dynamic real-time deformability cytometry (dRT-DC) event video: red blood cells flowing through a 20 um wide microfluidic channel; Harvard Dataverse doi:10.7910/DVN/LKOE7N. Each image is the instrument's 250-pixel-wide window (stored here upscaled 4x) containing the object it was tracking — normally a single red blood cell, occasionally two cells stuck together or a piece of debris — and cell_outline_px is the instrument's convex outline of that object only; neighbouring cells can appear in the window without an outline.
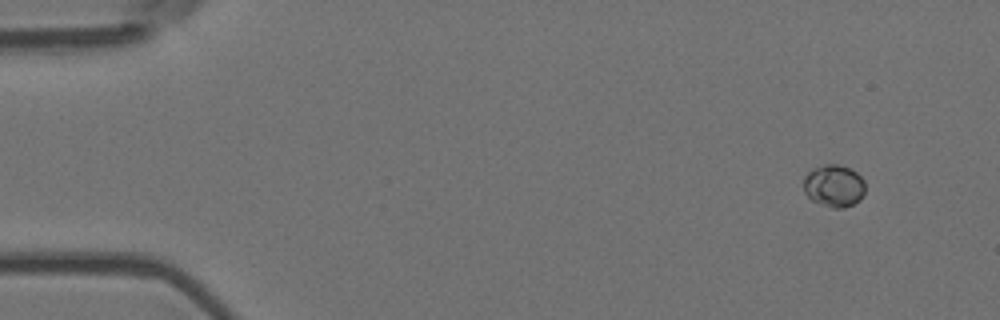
{"species": "Egyptian fruit bat (a non-hibernating species)", "species_latin": "Rousettus aegyptiacus", "temperature_condition": "room temperature", "stored_images_in_passage": 5, "camera_frame_rate_fps": 3000, "um_per_image_px": 0.085, "animal": {"sex": "female"}, "frame": {"image": 1, "passage_image": 1, "time_ms": 0.0, "image_size_px": [1000, 320], "cell_outline_px": [[864, 192], [860, 200], [844, 208], [832, 208], [812, 200], [804, 192], [804, 176], [812, 168], [824, 164], [836, 164], [848, 168], [856, 172], [864, 180]], "centroid_in_image_um": [70.87, 15.79], "position_along_channel_um": 14.1, "area_um2": 15.14}}
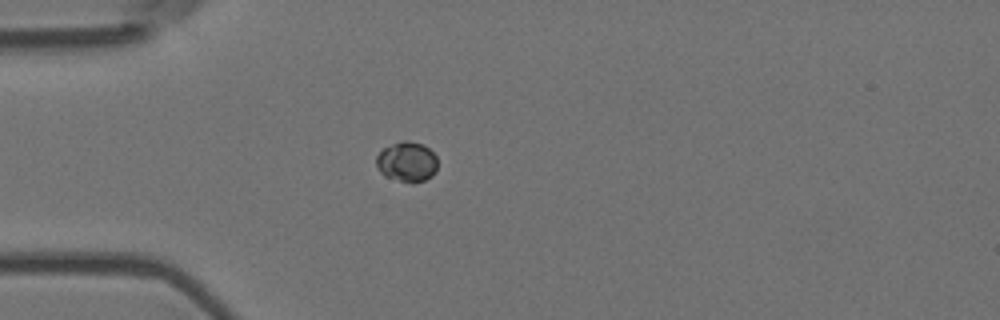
{"frame": {"image": 2, "passage_image": 4, "time_ms": 1.0, "image_size_px": [1000, 320], "cell_outline_px": [[436, 172], [432, 176], [424, 180], [412, 184], [384, 176], [380, 172], [376, 164], [376, 156], [384, 148], [392, 144], [404, 140], [408, 140], [424, 144], [436, 156]], "centroid_in_image_um": [34.59, 13.76], "position_along_channel_um": 50.4, "area_um2": 14.39}}